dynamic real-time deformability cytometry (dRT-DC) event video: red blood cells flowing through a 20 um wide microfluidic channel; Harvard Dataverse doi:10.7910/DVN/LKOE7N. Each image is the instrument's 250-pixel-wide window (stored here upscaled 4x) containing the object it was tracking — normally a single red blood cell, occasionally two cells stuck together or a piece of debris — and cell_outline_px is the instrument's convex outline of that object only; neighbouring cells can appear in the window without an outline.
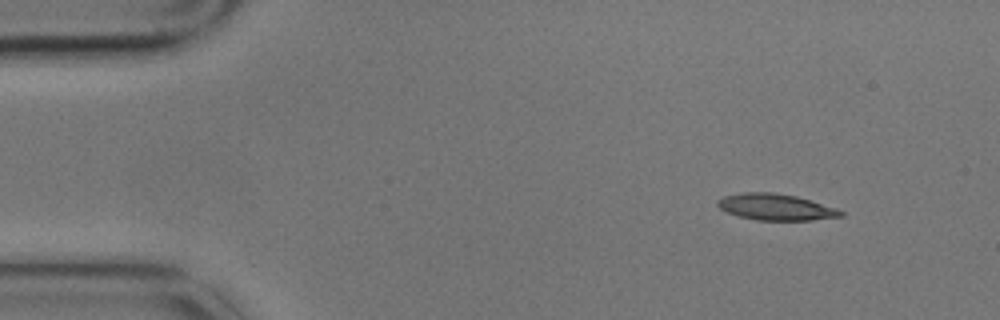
{"species": "common noctule bat (a hibernating species)", "species_latin": "Nyctalus noctula", "temperature_condition": "cold", "stored_images_in_passage": 3, "camera_frame_rate_fps": 3000, "um_per_image_px": 0.085, "animal": {"sex": "male", "body_mass_g": 17.9}, "frame": {"image": 1, "passage_image": 1, "time_ms": 0.0, "image_size_px": [1000, 320], "cell_outline_px": [[844, 216], [812, 220], [756, 220], [740, 216], [728, 212], [720, 208], [716, 204], [716, 200], [724, 196], [740, 192], [772, 192], [796, 196], [836, 208], [844, 212]], "centroid_in_image_um": [65.93, 17.59], "position_along_channel_um": 19.1, "area_um2": 18.84}}
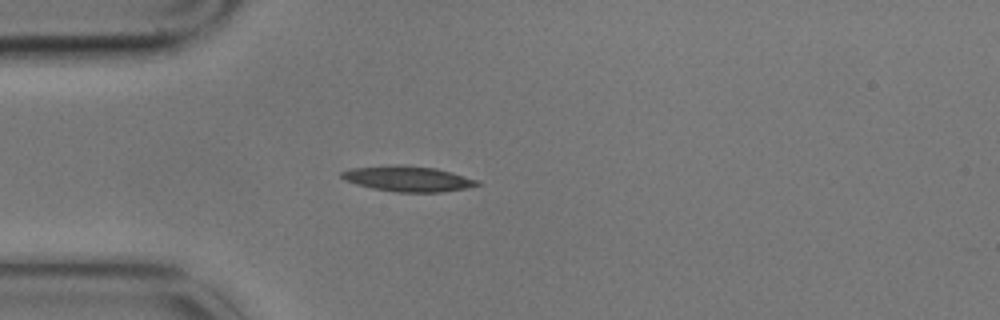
{"frame": {"image": 2, "passage_image": 3, "time_ms": 0.667, "image_size_px": [1000, 320], "cell_outline_px": [[480, 184], [464, 188], [440, 192], [396, 192], [372, 188], [356, 184], [344, 180], [340, 176], [340, 172], [348, 168], [404, 164], [436, 168], [480, 180]], "centroid_in_image_um": [34.63, 15.18], "position_along_channel_um": 50.4, "area_um2": 20.17}}